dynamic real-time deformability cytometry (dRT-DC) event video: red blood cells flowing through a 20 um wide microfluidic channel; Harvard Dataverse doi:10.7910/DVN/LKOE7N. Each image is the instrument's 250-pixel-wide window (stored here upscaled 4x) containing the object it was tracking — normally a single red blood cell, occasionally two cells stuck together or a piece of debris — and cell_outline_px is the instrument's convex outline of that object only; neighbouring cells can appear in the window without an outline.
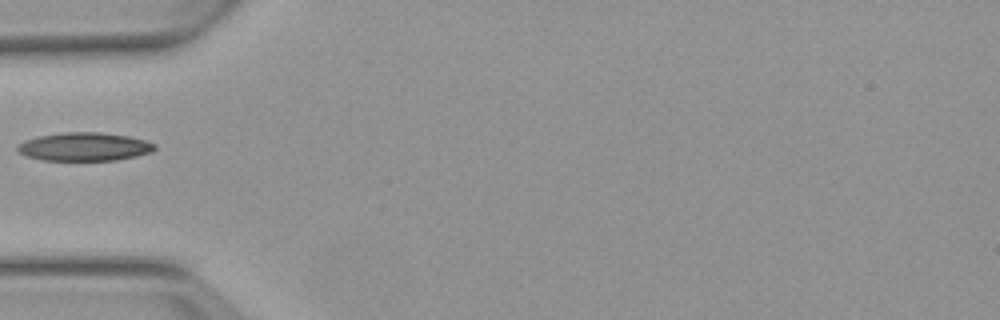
{"species": "Egyptian fruit bat (a non-hibernating species)", "species_latin": "Rousettus aegyptiacus", "temperature_condition": "warm", "stored_images_in_passage": 1, "camera_frame_rate_fps": 3000, "um_per_image_px": 0.085, "animal": {"sex": "female"}, "frame": {"image": 1, "passage_image": 1, "time_ms": 0.0, "image_size_px": [1000, 320], "cell_outline_px": [[156, 148], [152, 152], [136, 156], [116, 160], [44, 160], [24, 156], [16, 152], [16, 144], [24, 140], [36, 136], [64, 132], [100, 132], [128, 136], [144, 140], [156, 144]], "centroid_in_image_um": [7.11, 12.47], "position_along_channel_um": 77.9, "area_um2": 22.95}}